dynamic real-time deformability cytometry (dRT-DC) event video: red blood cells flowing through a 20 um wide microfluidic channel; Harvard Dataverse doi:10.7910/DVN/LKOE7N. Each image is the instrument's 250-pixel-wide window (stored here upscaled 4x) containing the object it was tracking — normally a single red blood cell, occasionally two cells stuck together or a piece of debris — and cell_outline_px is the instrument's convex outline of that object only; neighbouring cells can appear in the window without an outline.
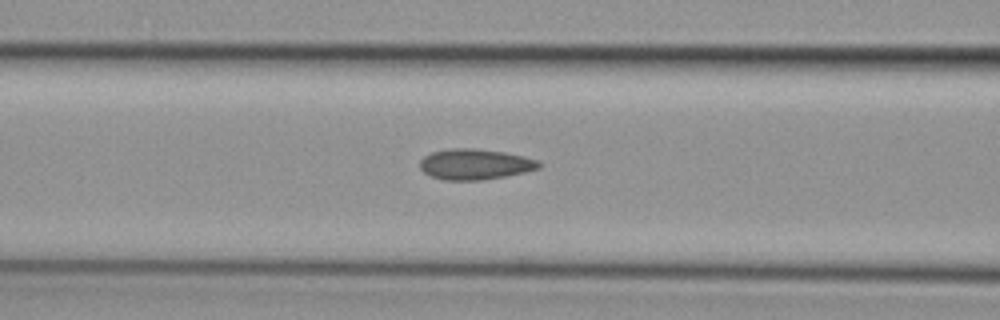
{"species": "common noctule bat (a hibernating species)", "species_latin": "Nyctalus noctula", "temperature_condition": "cold", "stored_images_in_passage": 14, "camera_frame_rate_fps": 3000, "um_per_image_px": 0.085, "animal": {"sex": "female", "body_mass_g": 29.2, "forearm_length_mm": 56.3}, "frame": {"image": 1, "passage_image": 12, "time_ms": 3.667, "image_size_px": [1000, 320], "cell_outline_px": [[544, 164], [540, 168], [524, 172], [484, 180], [444, 180], [432, 176], [424, 172], [420, 168], [420, 160], [424, 156], [432, 152], [452, 148], [476, 148], [504, 152], [524, 156], [536, 160]], "centroid_in_image_um": [40.39, 13.96], "position_along_channel_um": 126.2, "area_um2": 21.27}}